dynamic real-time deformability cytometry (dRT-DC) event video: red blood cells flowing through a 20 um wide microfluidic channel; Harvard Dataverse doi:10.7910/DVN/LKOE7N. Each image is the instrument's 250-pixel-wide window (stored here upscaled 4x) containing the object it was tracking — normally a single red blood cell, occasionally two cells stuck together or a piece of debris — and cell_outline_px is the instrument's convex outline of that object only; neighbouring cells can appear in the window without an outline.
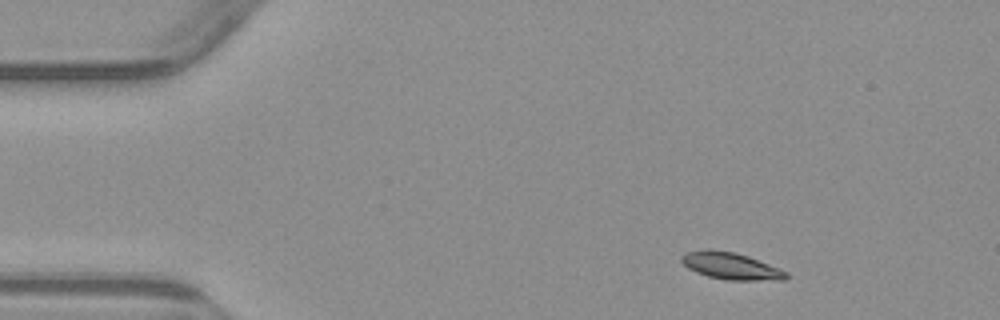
{"species": "common noctule bat (a hibernating species)", "species_latin": "Nyctalus noctula", "temperature_condition": "warm", "stored_images_in_passage": 3, "camera_frame_rate_fps": 3000, "um_per_image_px": 0.085, "animal": {"sex": "male", "body_mass_g": 23.1, "forearm_length_mm": 52.7}, "frame": {"image": 1, "passage_image": 1, "time_ms": 0.0, "image_size_px": [1000, 320], "cell_outline_px": [[788, 276], [784, 280], [728, 280], [708, 276], [696, 272], [688, 268], [680, 260], [680, 256], [688, 252], [732, 252], [748, 256], [780, 268], [788, 272]], "centroid_in_image_um": [62.2, 22.66], "position_along_channel_um": 22.8, "area_um2": 15.78}}